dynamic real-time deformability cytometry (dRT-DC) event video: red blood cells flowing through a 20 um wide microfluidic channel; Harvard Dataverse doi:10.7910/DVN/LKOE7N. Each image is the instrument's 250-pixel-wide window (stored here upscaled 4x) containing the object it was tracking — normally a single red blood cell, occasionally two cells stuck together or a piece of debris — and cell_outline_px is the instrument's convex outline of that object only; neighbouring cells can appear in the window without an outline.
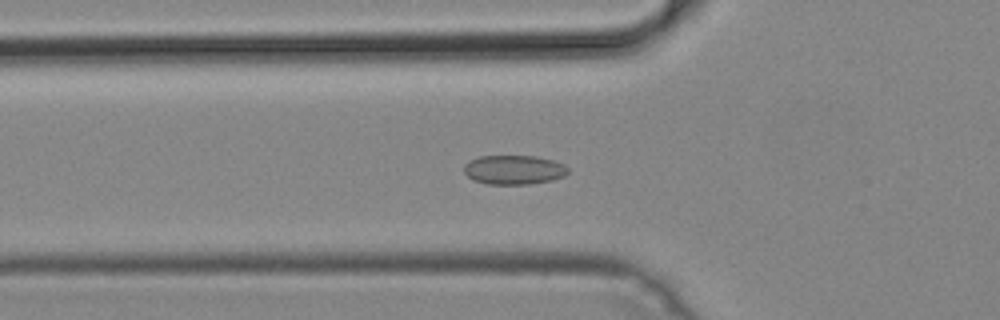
{"species": "common noctule bat (a hibernating species)", "species_latin": "Nyctalus noctula", "temperature_condition": "cold", "stored_images_in_passage": 51, "camera_frame_rate_fps": 3000, "um_per_image_px": 0.085, "animal": {"sex": "male", "body_mass_g": 19.2, "forearm_length_mm": 51.8}, "frame": {"image": 1, "passage_image": 18, "time_ms": 5.667, "image_size_px": [1000, 320], "cell_outline_px": [[568, 172], [564, 176], [552, 180], [528, 184], [488, 184], [472, 180], [464, 172], [464, 164], [468, 160], [480, 156], [536, 156], [552, 160], [564, 164], [568, 168]], "centroid_in_image_um": [43.66, 14.43], "position_along_channel_um": 82.1, "area_um2": 17.8}}
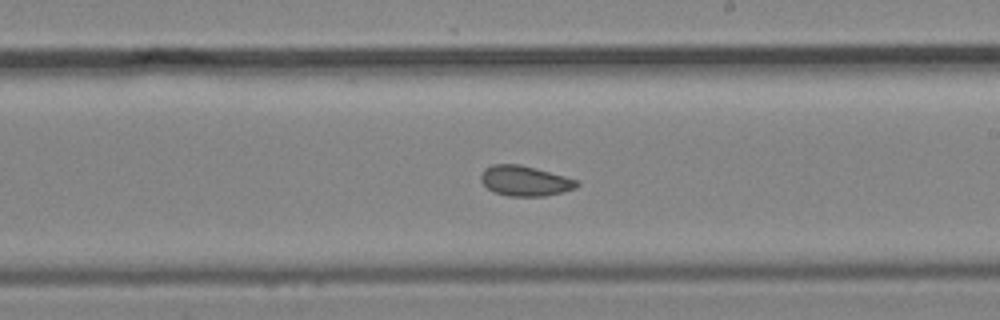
{"frame": {"image": 2, "passage_image": 30, "time_ms": 9.667, "image_size_px": [1000, 320], "cell_outline_px": [[580, 184], [576, 188], [544, 196], [508, 196], [492, 192], [480, 180], [480, 176], [484, 168], [492, 164], [520, 164], [536, 168], [564, 176], [576, 180]], "centroid_in_image_um": [44.58, 15.37], "position_along_channel_um": 244.4, "area_um2": 16.88}}
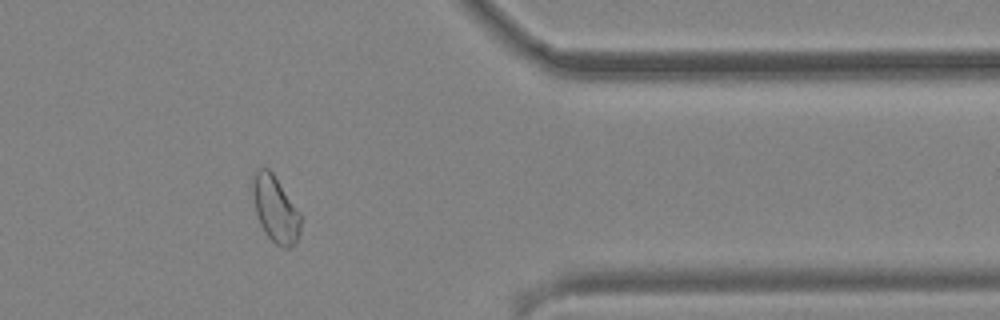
{"frame": {"image": 3, "passage_image": 42, "time_ms": 13.667, "image_size_px": [1000, 320], "cell_outline_px": [[300, 232], [296, 240], [288, 248], [284, 248], [276, 244], [268, 236], [260, 224], [256, 212], [252, 192], [252, 180], [256, 168], [268, 168], [272, 172], [300, 212]], "centroid_in_image_um": [23.39, 17.75], "position_along_channel_um": 388.0, "area_um2": 18.26}}